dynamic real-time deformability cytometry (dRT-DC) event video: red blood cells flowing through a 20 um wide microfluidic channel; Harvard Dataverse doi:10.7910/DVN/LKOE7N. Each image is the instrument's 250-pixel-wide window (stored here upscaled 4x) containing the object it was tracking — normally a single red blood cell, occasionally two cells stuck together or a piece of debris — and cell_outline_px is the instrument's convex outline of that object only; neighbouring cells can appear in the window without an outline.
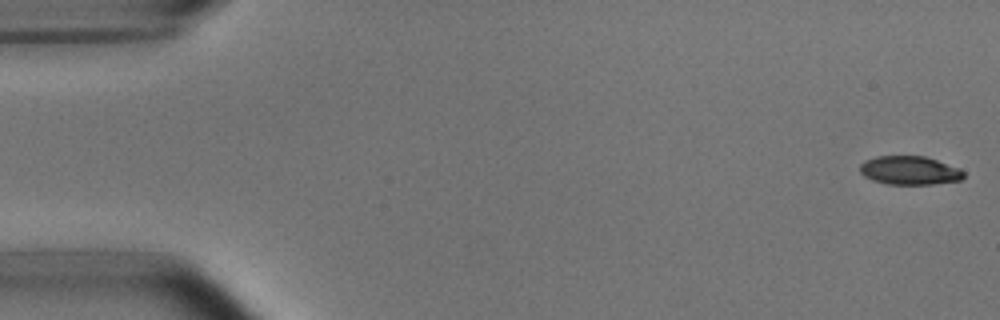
{"species": "common noctule bat (a hibernating species)", "species_latin": "Nyctalus noctula", "temperature_condition": "room temperature", "stored_images_in_passage": 53, "camera_frame_rate_fps": 3000, "um_per_image_px": 0.085, "animal": {"sex": "male", "body_mass_g": 15.6}, "frame": {"image": 1, "passage_image": 1, "time_ms": 0.0, "image_size_px": [1000, 320], "cell_outline_px": [[964, 176], [960, 180], [932, 184], [888, 184], [872, 180], [864, 176], [860, 172], [860, 164], [864, 160], [876, 156], [924, 156], [960, 168], [964, 172]], "centroid_in_image_um": [77.29, 14.48], "position_along_channel_um": 7.7, "area_um2": 17.28}}
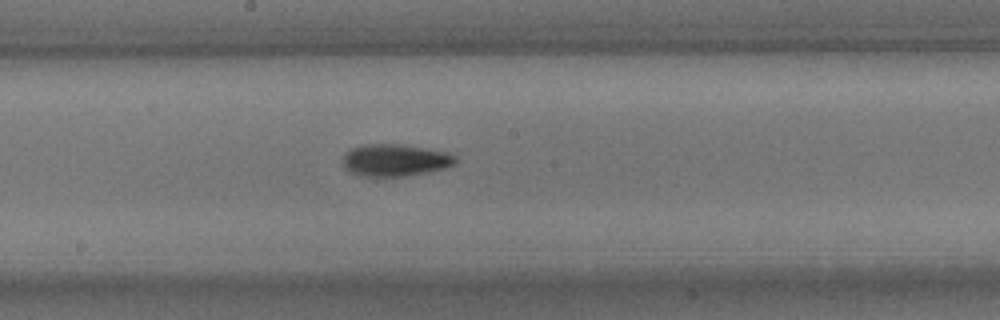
{"frame": {"image": 2, "passage_image": 28, "time_ms": 9.0, "image_size_px": [1000, 320], "cell_outline_px": [[456, 164], [444, 168], [428, 172], [404, 176], [364, 176], [352, 172], [344, 168], [344, 152], [352, 148], [364, 144], [400, 144], [448, 152], [456, 156]], "centroid_in_image_um": [33.6, 13.61], "position_along_channel_um": 214.6, "area_um2": 20.98}}
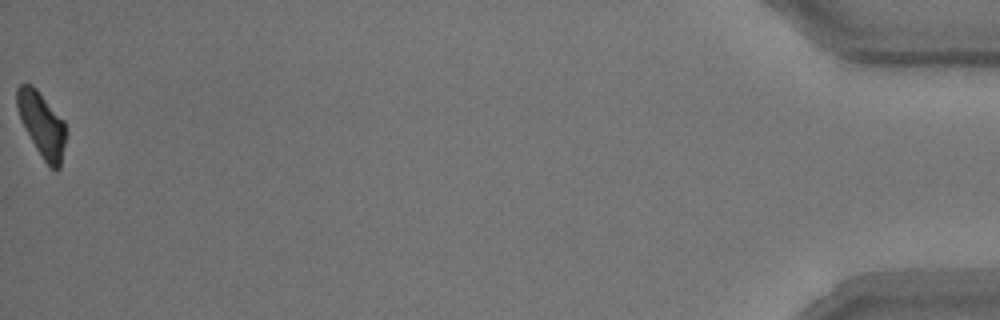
{"frame": {"image": 3, "passage_image": 53, "time_ms": 17.333, "image_size_px": [1000, 320], "cell_outline_px": [[68, 132], [60, 168], [56, 172], [44, 160], [36, 148], [16, 108], [16, 88], [20, 84], [32, 84], [36, 88], [64, 120]], "centroid_in_image_um": [3.6, 10.57], "position_along_channel_um": 431.6, "area_um2": 18.44}, "authors_computed_cell_mechanics": {"area_um2": 19.2474, "velocity_mm_per_s": 3.768, "shape_relaxation_time_tau1_ms": 4.0937, "shape_relaxation_time_tau2_ms": 5.177, "deformation_change_tau1": 0.1547, "deformation_change_tau2": 0.1203}}